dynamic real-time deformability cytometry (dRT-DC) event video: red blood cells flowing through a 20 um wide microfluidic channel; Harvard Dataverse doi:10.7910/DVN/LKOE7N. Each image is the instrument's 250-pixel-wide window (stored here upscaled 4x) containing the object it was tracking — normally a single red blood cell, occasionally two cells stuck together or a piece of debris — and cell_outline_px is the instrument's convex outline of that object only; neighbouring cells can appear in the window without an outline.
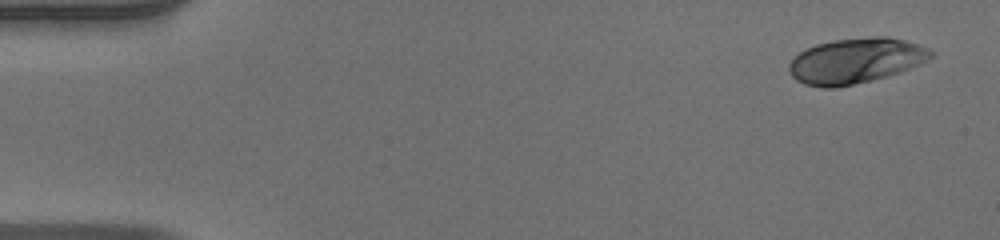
{"species": "human", "species_latin": "Homo sapiens", "temperature_condition": "warm", "stored_images_in_passage": 50, "camera_frame_rate_fps": 3000, "um_per_image_px": 0.085, "donor": {"sex": "male"}, "frame": {"image": 1, "passage_image": 1, "time_ms": 0.0, "image_size_px": [1000, 240], "cell_outline_px": [[932, 56], [928, 60], [920, 64], [900, 72], [872, 80], [836, 88], [820, 88], [804, 84], [796, 80], [788, 72], [788, 64], [800, 52], [816, 44], [832, 40], [876, 36], [888, 36], [904, 40], [928, 48], [932, 52]], "centroid_in_image_um": [72.71, 5.17], "position_along_channel_um": 12.3, "area_um2": 37.45}}
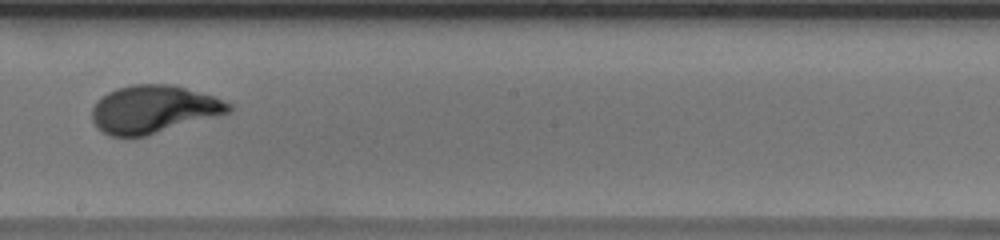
{"frame": {"image": 2, "passage_image": 28, "time_ms": 9.0, "image_size_px": [1000, 240], "cell_outline_px": [[232, 112], [144, 136], [112, 136], [96, 128], [92, 120], [92, 108], [96, 100], [108, 92], [116, 88], [132, 84], [172, 84], [212, 96], [232, 104]], "centroid_in_image_um": [13.02, 9.28], "position_along_channel_um": 235.2, "area_um2": 37.92}}
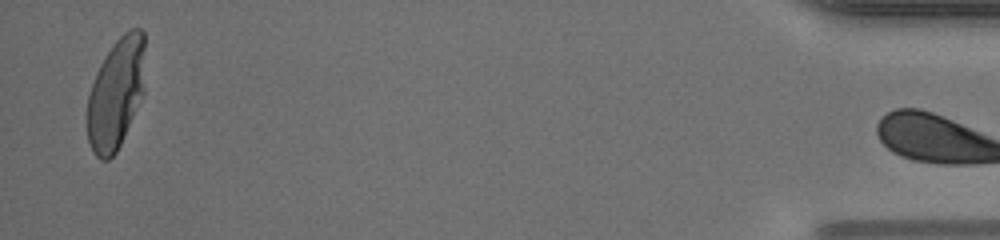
{"frame": {"image": 3, "passage_image": 49, "time_ms": 16.0, "image_size_px": [1000, 240], "cell_outline_px": [[144, 92], [120, 144], [116, 152], [108, 160], [100, 160], [92, 152], [88, 140], [88, 96], [96, 72], [104, 56], [116, 40], [128, 28], [140, 28], [144, 32]], "centroid_in_image_um": [9.86, 7.92], "position_along_channel_um": 425.3, "area_um2": 37.28}, "authors_computed_cell_mechanics": {"area_um2": 37.3388, "velocity_mm_per_s": 3.9532, "shape_relaxation_time_tau1_ms": 4.1481, "shape_relaxation_time_tau2_ms": null, "deformation_change_tau1": 0.2386, "deformation_change_tau2": null}}